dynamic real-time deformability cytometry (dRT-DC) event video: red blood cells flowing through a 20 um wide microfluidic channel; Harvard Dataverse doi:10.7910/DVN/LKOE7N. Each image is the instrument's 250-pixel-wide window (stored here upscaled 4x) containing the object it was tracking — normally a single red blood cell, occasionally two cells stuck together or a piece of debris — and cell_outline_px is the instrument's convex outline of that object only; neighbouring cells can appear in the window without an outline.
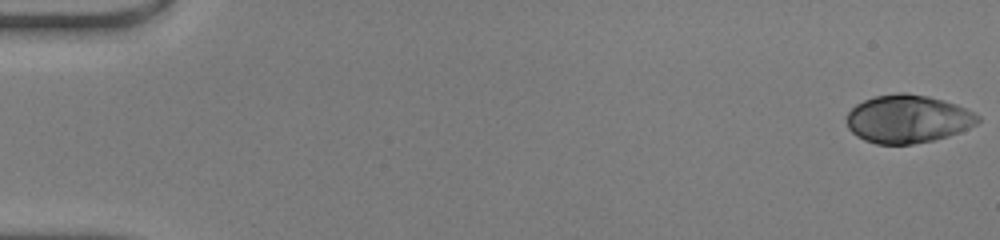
{"species": "human", "species_latin": "Homo sapiens", "temperature_condition": "warm", "stored_images_in_passage": 48, "camera_frame_rate_fps": 3000, "um_per_image_px": 0.085, "donor": {"sex": "male"}, "frame": {"image": 1, "passage_image": 1, "time_ms": 0.0, "image_size_px": [1000, 240], "cell_outline_px": [[980, 120], [976, 124], [960, 132], [948, 136], [932, 140], [912, 144], [876, 144], [864, 140], [856, 136], [848, 128], [848, 112], [856, 104], [872, 96], [900, 92], [904, 92], [928, 96], [944, 100], [956, 104], [980, 116]], "centroid_in_image_um": [77.15, 10.1], "position_along_channel_um": 7.8, "area_um2": 36.76}}
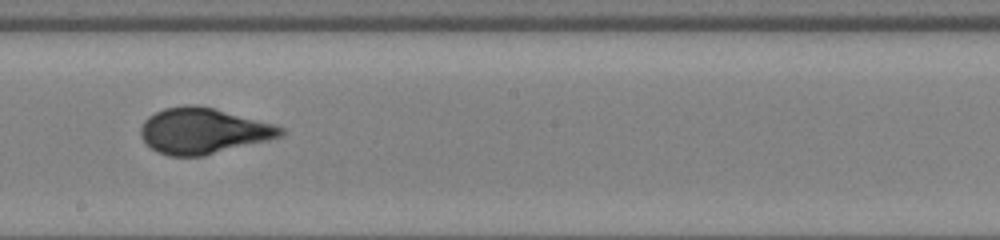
{"frame": {"image": 2, "passage_image": 28, "time_ms": 9.0, "image_size_px": [1000, 240], "cell_outline_px": [[288, 132], [284, 136], [204, 156], [168, 156], [156, 152], [140, 136], [140, 128], [144, 120], [148, 116], [164, 108], [184, 104], [196, 104], [212, 108], [272, 124], [284, 128]], "centroid_in_image_um": [17.25, 11.13], "position_along_channel_um": 230.9, "area_um2": 37.34}}
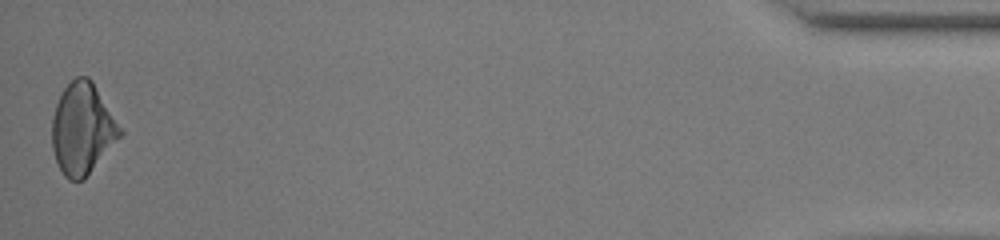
{"frame": {"image": 3, "passage_image": 48, "time_ms": 15.667, "image_size_px": [1000, 240], "cell_outline_px": [[124, 132], [84, 180], [68, 180], [64, 176], [56, 160], [52, 148], [52, 116], [56, 104], [64, 88], [76, 76], [88, 76], [92, 80]], "centroid_in_image_um": [7.0, 10.95], "position_along_channel_um": 428.2, "area_um2": 36.01}, "authors_computed_cell_mechanics": {"area_um2": 36.6452, "velocity_mm_per_s": 4.3224, "shape_relaxation_time_tau1_ms": 6.3792, "shape_relaxation_time_tau2_ms": null, "deformation_change_tau1": 0.2528, "deformation_change_tau2": null}}